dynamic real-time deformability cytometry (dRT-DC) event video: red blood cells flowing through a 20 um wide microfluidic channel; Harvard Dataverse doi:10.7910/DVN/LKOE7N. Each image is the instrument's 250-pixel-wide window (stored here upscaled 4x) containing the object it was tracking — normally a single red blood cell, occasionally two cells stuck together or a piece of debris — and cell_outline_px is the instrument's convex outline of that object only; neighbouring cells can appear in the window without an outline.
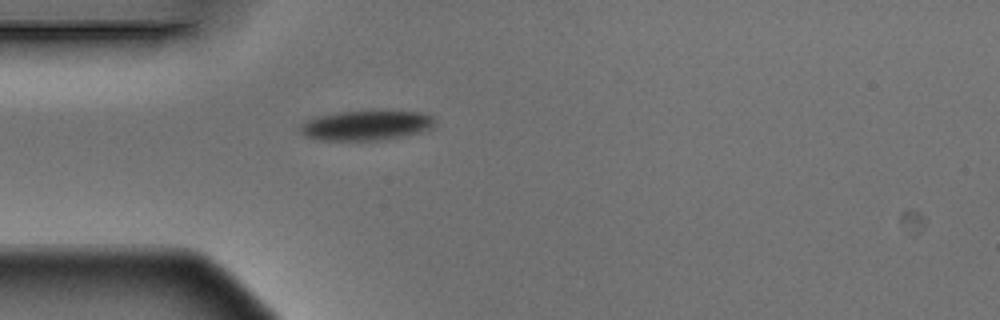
{"species": "Egyptian fruit bat (a non-hibernating species)", "species_latin": "Rousettus aegyptiacus", "temperature_condition": "warm", "stored_images_in_passage": 5, "camera_frame_rate_fps": 3000, "um_per_image_px": 0.085, "animal": {"sex": "male"}, "frame": {"image": 1, "passage_image": 5, "time_ms": 1.333, "image_size_px": [1000, 320], "cell_outline_px": [[436, 124], [420, 132], [380, 140], [320, 140], [304, 136], [300, 132], [300, 124], [316, 116], [340, 112], [420, 112], [436, 116]], "centroid_in_image_um": [31.11, 10.66], "position_along_channel_um": 53.9, "area_um2": 23.06}}